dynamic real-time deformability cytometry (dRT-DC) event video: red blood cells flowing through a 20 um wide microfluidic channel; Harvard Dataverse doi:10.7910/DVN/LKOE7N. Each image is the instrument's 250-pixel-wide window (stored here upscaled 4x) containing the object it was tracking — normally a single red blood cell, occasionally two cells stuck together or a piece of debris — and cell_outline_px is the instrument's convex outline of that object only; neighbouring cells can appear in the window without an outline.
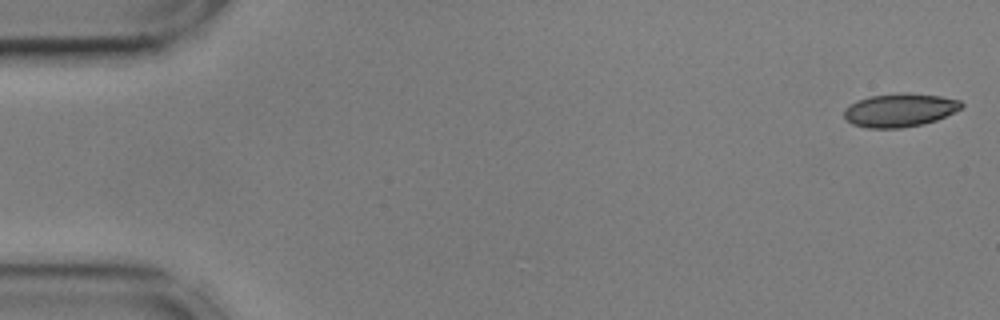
{"species": "common noctule bat (a hibernating species)", "species_latin": "Nyctalus noctula", "temperature_condition": "cold", "stored_images_in_passage": 55, "camera_frame_rate_fps": 3000, "um_per_image_px": 0.085, "animal": {"sex": "male", "body_mass_g": 17.9, "forearm_length_mm": 54.2}, "frame": {"image": 1, "passage_image": 1, "time_ms": 0.0, "image_size_px": [1000, 320], "cell_outline_px": [[964, 104], [960, 108], [936, 120], [924, 124], [900, 128], [868, 128], [852, 124], [844, 116], [844, 108], [848, 104], [856, 100], [872, 96], [904, 92], [908, 92], [940, 96], [960, 100]], "centroid_in_image_um": [76.44, 9.35], "position_along_channel_um": 8.6, "area_um2": 22.83}}
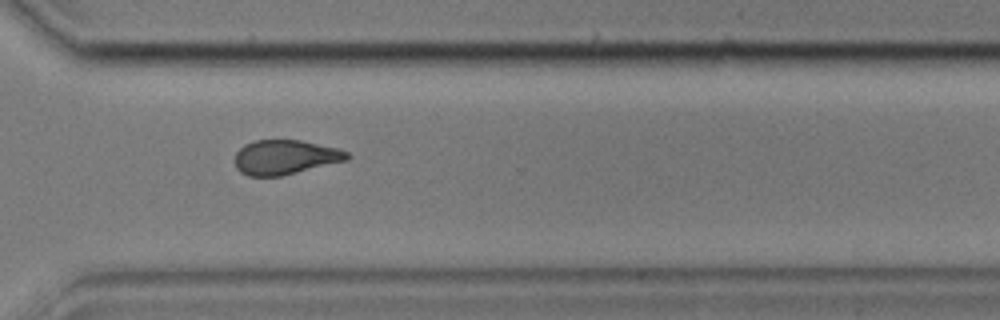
{"frame": {"image": 2, "passage_image": 40, "time_ms": 13.0, "image_size_px": [1000, 320], "cell_outline_px": [[352, 156], [348, 160], [280, 176], [248, 176], [240, 172], [236, 168], [236, 152], [244, 144], [256, 140], [300, 140], [336, 148], [348, 152]], "centroid_in_image_um": [24.24, 13.36], "position_along_channel_um": 346.4, "area_um2": 22.48}}
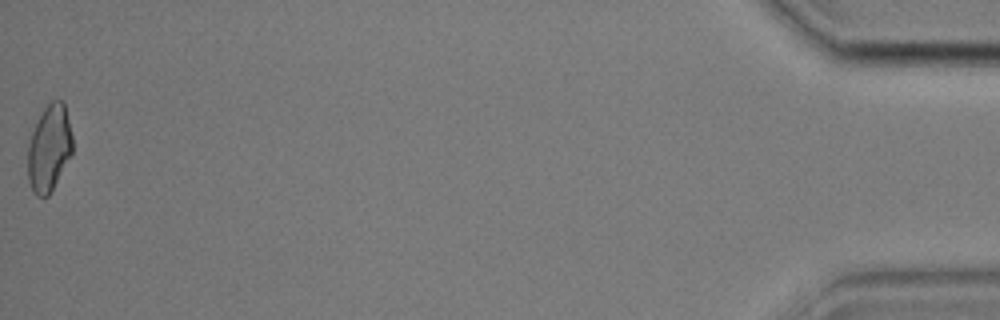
{"frame": {"image": 3, "passage_image": 55, "time_ms": 18.0, "image_size_px": [1000, 320], "cell_outline_px": [[72, 152], [48, 196], [36, 196], [32, 192], [28, 180], [28, 140], [44, 108], [52, 100], [64, 100], [72, 136]], "centroid_in_image_um": [4.17, 12.58], "position_along_channel_um": 431.0, "area_um2": 22.31}, "authors_computed_cell_mechanics": {"area_um2": 23.12, "velocity_mm_per_s": 3.6042, "shape_relaxation_time_tau1_ms": 9.4484, "shape_relaxation_time_tau2_ms": 2.6084, "deformation_change_tau1": 0.1634, "deformation_change_tau2": 0.0822}}